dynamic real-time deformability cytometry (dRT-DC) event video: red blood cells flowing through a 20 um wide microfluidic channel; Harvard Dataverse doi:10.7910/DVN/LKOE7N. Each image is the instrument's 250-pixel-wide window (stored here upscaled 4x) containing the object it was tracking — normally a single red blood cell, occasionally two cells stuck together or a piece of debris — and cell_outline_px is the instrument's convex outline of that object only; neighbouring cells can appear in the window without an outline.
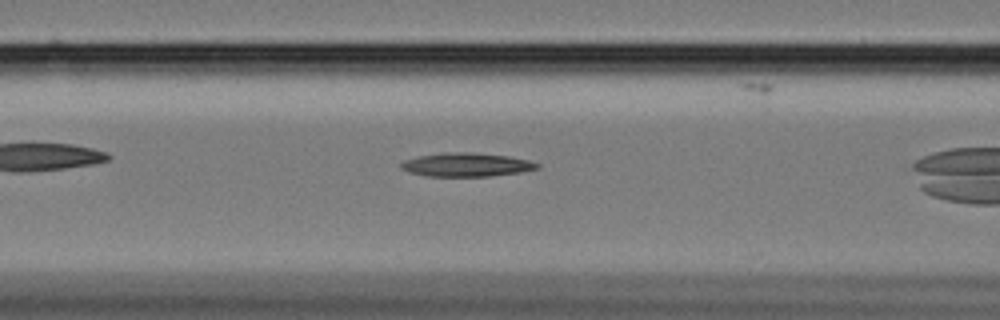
{"species": "Egyptian fruit bat (a non-hibernating species)", "species_latin": "Rousettus aegyptiacus", "temperature_condition": "cold", "stored_images_in_passage": 42, "camera_frame_rate_fps": 3000, "um_per_image_px": 0.085, "animal": {"sex": "female"}, "frame": {"image": 1, "passage_image": 19, "time_ms": 6.0, "image_size_px": [1000, 320], "cell_outline_px": [[540, 168], [520, 172], [492, 176], [424, 176], [408, 172], [400, 168], [400, 164], [404, 160], [420, 156], [444, 152], [472, 152], [508, 156], [528, 160], [540, 164]], "centroid_in_image_um": [39.63, 14.0], "position_along_channel_um": 127.0, "area_um2": 18.84}}
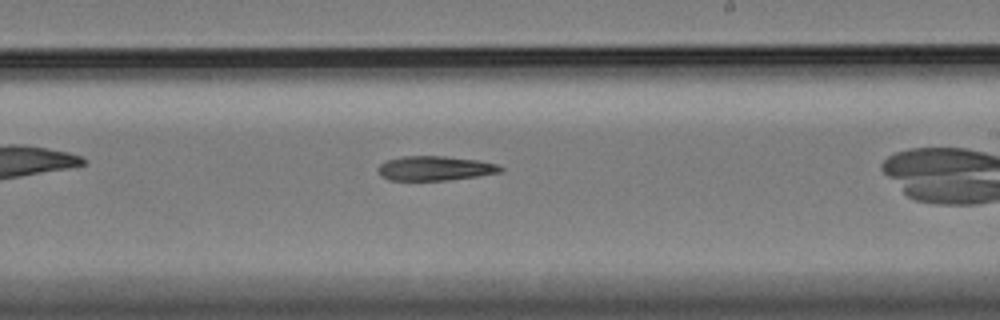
{"frame": {"image": 2, "passage_image": 30, "time_ms": 9.667, "image_size_px": [1000, 320], "cell_outline_px": [[504, 168], [500, 172], [476, 176], [448, 180], [388, 180], [380, 176], [376, 168], [380, 164], [388, 160], [404, 156], [444, 156], [476, 160], [496, 164]], "centroid_in_image_um": [36.92, 14.31], "position_along_channel_um": 252.1, "area_um2": 17.34}}